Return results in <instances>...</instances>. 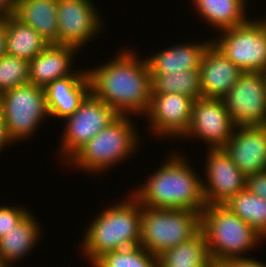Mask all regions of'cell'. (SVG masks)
<instances>
[{"label":"cell","mask_w":266,"mask_h":267,"mask_svg":"<svg viewBox=\"0 0 266 267\" xmlns=\"http://www.w3.org/2000/svg\"><path fill=\"white\" fill-rule=\"evenodd\" d=\"M127 197L102 209L85 227L80 249L91 265L104 253L139 245L142 205L131 193Z\"/></svg>","instance_id":"3"},{"label":"cell","mask_w":266,"mask_h":267,"mask_svg":"<svg viewBox=\"0 0 266 267\" xmlns=\"http://www.w3.org/2000/svg\"><path fill=\"white\" fill-rule=\"evenodd\" d=\"M213 267H222L221 265H214Z\"/></svg>","instance_id":"38"},{"label":"cell","mask_w":266,"mask_h":267,"mask_svg":"<svg viewBox=\"0 0 266 267\" xmlns=\"http://www.w3.org/2000/svg\"><path fill=\"white\" fill-rule=\"evenodd\" d=\"M6 54L32 61L49 44L31 26L18 20L14 15L6 17Z\"/></svg>","instance_id":"24"},{"label":"cell","mask_w":266,"mask_h":267,"mask_svg":"<svg viewBox=\"0 0 266 267\" xmlns=\"http://www.w3.org/2000/svg\"><path fill=\"white\" fill-rule=\"evenodd\" d=\"M0 115L13 144L29 139L50 118L44 88L28 83L2 93Z\"/></svg>","instance_id":"7"},{"label":"cell","mask_w":266,"mask_h":267,"mask_svg":"<svg viewBox=\"0 0 266 267\" xmlns=\"http://www.w3.org/2000/svg\"><path fill=\"white\" fill-rule=\"evenodd\" d=\"M206 237L200 229L193 237L158 256V267H213Z\"/></svg>","instance_id":"23"},{"label":"cell","mask_w":266,"mask_h":267,"mask_svg":"<svg viewBox=\"0 0 266 267\" xmlns=\"http://www.w3.org/2000/svg\"><path fill=\"white\" fill-rule=\"evenodd\" d=\"M93 2L58 0V42L55 45L71 46L79 50L97 38L96 35L104 27L105 17L101 18L102 15Z\"/></svg>","instance_id":"10"},{"label":"cell","mask_w":266,"mask_h":267,"mask_svg":"<svg viewBox=\"0 0 266 267\" xmlns=\"http://www.w3.org/2000/svg\"><path fill=\"white\" fill-rule=\"evenodd\" d=\"M138 55L122 48L111 60L86 69L90 93L120 115L143 117L151 103L150 70L146 59Z\"/></svg>","instance_id":"1"},{"label":"cell","mask_w":266,"mask_h":267,"mask_svg":"<svg viewBox=\"0 0 266 267\" xmlns=\"http://www.w3.org/2000/svg\"><path fill=\"white\" fill-rule=\"evenodd\" d=\"M29 83V61L5 54L0 58V95Z\"/></svg>","instance_id":"28"},{"label":"cell","mask_w":266,"mask_h":267,"mask_svg":"<svg viewBox=\"0 0 266 267\" xmlns=\"http://www.w3.org/2000/svg\"><path fill=\"white\" fill-rule=\"evenodd\" d=\"M222 101L235 127L266 125V91L262 72H243Z\"/></svg>","instance_id":"11"},{"label":"cell","mask_w":266,"mask_h":267,"mask_svg":"<svg viewBox=\"0 0 266 267\" xmlns=\"http://www.w3.org/2000/svg\"><path fill=\"white\" fill-rule=\"evenodd\" d=\"M199 73L202 98L222 99L243 71L211 42L203 53Z\"/></svg>","instance_id":"16"},{"label":"cell","mask_w":266,"mask_h":267,"mask_svg":"<svg viewBox=\"0 0 266 267\" xmlns=\"http://www.w3.org/2000/svg\"><path fill=\"white\" fill-rule=\"evenodd\" d=\"M201 228V214L187 209L142 206L139 245L155 256L193 237Z\"/></svg>","instance_id":"6"},{"label":"cell","mask_w":266,"mask_h":267,"mask_svg":"<svg viewBox=\"0 0 266 267\" xmlns=\"http://www.w3.org/2000/svg\"><path fill=\"white\" fill-rule=\"evenodd\" d=\"M234 128L222 99L199 98L194 100L190 126L182 138L197 137L208 149H219L227 145Z\"/></svg>","instance_id":"13"},{"label":"cell","mask_w":266,"mask_h":267,"mask_svg":"<svg viewBox=\"0 0 266 267\" xmlns=\"http://www.w3.org/2000/svg\"><path fill=\"white\" fill-rule=\"evenodd\" d=\"M57 9L58 0H18L14 16L50 45L58 42Z\"/></svg>","instance_id":"21"},{"label":"cell","mask_w":266,"mask_h":267,"mask_svg":"<svg viewBox=\"0 0 266 267\" xmlns=\"http://www.w3.org/2000/svg\"><path fill=\"white\" fill-rule=\"evenodd\" d=\"M212 39L193 43L180 42L146 58L151 75H169L181 70H199L203 53Z\"/></svg>","instance_id":"19"},{"label":"cell","mask_w":266,"mask_h":267,"mask_svg":"<svg viewBox=\"0 0 266 267\" xmlns=\"http://www.w3.org/2000/svg\"><path fill=\"white\" fill-rule=\"evenodd\" d=\"M222 267H266L265 262L250 257L233 258L221 264Z\"/></svg>","instance_id":"31"},{"label":"cell","mask_w":266,"mask_h":267,"mask_svg":"<svg viewBox=\"0 0 266 267\" xmlns=\"http://www.w3.org/2000/svg\"><path fill=\"white\" fill-rule=\"evenodd\" d=\"M93 267H158V257L137 245L104 253Z\"/></svg>","instance_id":"27"},{"label":"cell","mask_w":266,"mask_h":267,"mask_svg":"<svg viewBox=\"0 0 266 267\" xmlns=\"http://www.w3.org/2000/svg\"><path fill=\"white\" fill-rule=\"evenodd\" d=\"M7 28L6 18H0V49L6 54Z\"/></svg>","instance_id":"34"},{"label":"cell","mask_w":266,"mask_h":267,"mask_svg":"<svg viewBox=\"0 0 266 267\" xmlns=\"http://www.w3.org/2000/svg\"><path fill=\"white\" fill-rule=\"evenodd\" d=\"M132 119L131 116L120 115L82 146L66 165L69 163L70 167H75L79 172L83 170L100 175L119 163L121 165L133 154L135 156L139 150L137 148H140V137Z\"/></svg>","instance_id":"4"},{"label":"cell","mask_w":266,"mask_h":267,"mask_svg":"<svg viewBox=\"0 0 266 267\" xmlns=\"http://www.w3.org/2000/svg\"><path fill=\"white\" fill-rule=\"evenodd\" d=\"M223 205L266 239V200L245 188Z\"/></svg>","instance_id":"25"},{"label":"cell","mask_w":266,"mask_h":267,"mask_svg":"<svg viewBox=\"0 0 266 267\" xmlns=\"http://www.w3.org/2000/svg\"><path fill=\"white\" fill-rule=\"evenodd\" d=\"M151 103L145 117L150 133L163 139L181 138L188 131L194 99L178 93H151Z\"/></svg>","instance_id":"12"},{"label":"cell","mask_w":266,"mask_h":267,"mask_svg":"<svg viewBox=\"0 0 266 267\" xmlns=\"http://www.w3.org/2000/svg\"><path fill=\"white\" fill-rule=\"evenodd\" d=\"M151 93H178L194 100L202 98L199 70H181L169 75H151Z\"/></svg>","instance_id":"26"},{"label":"cell","mask_w":266,"mask_h":267,"mask_svg":"<svg viewBox=\"0 0 266 267\" xmlns=\"http://www.w3.org/2000/svg\"><path fill=\"white\" fill-rule=\"evenodd\" d=\"M176 153L168 155L169 158L131 195L145 207L187 209L201 214L207 205L202 178L189 164V159L184 158L185 154Z\"/></svg>","instance_id":"2"},{"label":"cell","mask_w":266,"mask_h":267,"mask_svg":"<svg viewBox=\"0 0 266 267\" xmlns=\"http://www.w3.org/2000/svg\"><path fill=\"white\" fill-rule=\"evenodd\" d=\"M49 117L64 120L72 115L90 94L87 70L56 79L44 88Z\"/></svg>","instance_id":"17"},{"label":"cell","mask_w":266,"mask_h":267,"mask_svg":"<svg viewBox=\"0 0 266 267\" xmlns=\"http://www.w3.org/2000/svg\"><path fill=\"white\" fill-rule=\"evenodd\" d=\"M246 188L259 198L266 200V171L246 176Z\"/></svg>","instance_id":"30"},{"label":"cell","mask_w":266,"mask_h":267,"mask_svg":"<svg viewBox=\"0 0 266 267\" xmlns=\"http://www.w3.org/2000/svg\"><path fill=\"white\" fill-rule=\"evenodd\" d=\"M30 212L22 205L20 207L0 205V238L19 224Z\"/></svg>","instance_id":"29"},{"label":"cell","mask_w":266,"mask_h":267,"mask_svg":"<svg viewBox=\"0 0 266 267\" xmlns=\"http://www.w3.org/2000/svg\"><path fill=\"white\" fill-rule=\"evenodd\" d=\"M206 152V179H202L204 200L207 205L224 204L246 188V175L223 148L208 149Z\"/></svg>","instance_id":"14"},{"label":"cell","mask_w":266,"mask_h":267,"mask_svg":"<svg viewBox=\"0 0 266 267\" xmlns=\"http://www.w3.org/2000/svg\"><path fill=\"white\" fill-rule=\"evenodd\" d=\"M12 143L13 142L7 133L6 124L0 115V153L4 148L9 147V145Z\"/></svg>","instance_id":"33"},{"label":"cell","mask_w":266,"mask_h":267,"mask_svg":"<svg viewBox=\"0 0 266 267\" xmlns=\"http://www.w3.org/2000/svg\"><path fill=\"white\" fill-rule=\"evenodd\" d=\"M262 76H263V80L265 83V91H266V69L264 71H262Z\"/></svg>","instance_id":"35"},{"label":"cell","mask_w":266,"mask_h":267,"mask_svg":"<svg viewBox=\"0 0 266 267\" xmlns=\"http://www.w3.org/2000/svg\"><path fill=\"white\" fill-rule=\"evenodd\" d=\"M217 37L212 43L243 72L266 69V16L222 30Z\"/></svg>","instance_id":"8"},{"label":"cell","mask_w":266,"mask_h":267,"mask_svg":"<svg viewBox=\"0 0 266 267\" xmlns=\"http://www.w3.org/2000/svg\"><path fill=\"white\" fill-rule=\"evenodd\" d=\"M198 15L216 32L240 26L249 20L245 14L248 0H192ZM218 28V29H217Z\"/></svg>","instance_id":"22"},{"label":"cell","mask_w":266,"mask_h":267,"mask_svg":"<svg viewBox=\"0 0 266 267\" xmlns=\"http://www.w3.org/2000/svg\"><path fill=\"white\" fill-rule=\"evenodd\" d=\"M223 149L246 176L266 171L265 125L235 127Z\"/></svg>","instance_id":"15"},{"label":"cell","mask_w":266,"mask_h":267,"mask_svg":"<svg viewBox=\"0 0 266 267\" xmlns=\"http://www.w3.org/2000/svg\"><path fill=\"white\" fill-rule=\"evenodd\" d=\"M119 116L115 109L90 93L79 108L63 120L65 128L57 150L63 163L66 164L82 146Z\"/></svg>","instance_id":"9"},{"label":"cell","mask_w":266,"mask_h":267,"mask_svg":"<svg viewBox=\"0 0 266 267\" xmlns=\"http://www.w3.org/2000/svg\"><path fill=\"white\" fill-rule=\"evenodd\" d=\"M78 52L71 46L48 45L29 62V83L45 88L56 79L72 75Z\"/></svg>","instance_id":"18"},{"label":"cell","mask_w":266,"mask_h":267,"mask_svg":"<svg viewBox=\"0 0 266 267\" xmlns=\"http://www.w3.org/2000/svg\"><path fill=\"white\" fill-rule=\"evenodd\" d=\"M200 229L206 237L214 265L233 258H246L248 251L258 248L259 243L265 240L223 204L206 205L201 212Z\"/></svg>","instance_id":"5"},{"label":"cell","mask_w":266,"mask_h":267,"mask_svg":"<svg viewBox=\"0 0 266 267\" xmlns=\"http://www.w3.org/2000/svg\"><path fill=\"white\" fill-rule=\"evenodd\" d=\"M5 53L0 49V58L3 57Z\"/></svg>","instance_id":"37"},{"label":"cell","mask_w":266,"mask_h":267,"mask_svg":"<svg viewBox=\"0 0 266 267\" xmlns=\"http://www.w3.org/2000/svg\"><path fill=\"white\" fill-rule=\"evenodd\" d=\"M18 0H0V18L14 15Z\"/></svg>","instance_id":"32"},{"label":"cell","mask_w":266,"mask_h":267,"mask_svg":"<svg viewBox=\"0 0 266 267\" xmlns=\"http://www.w3.org/2000/svg\"><path fill=\"white\" fill-rule=\"evenodd\" d=\"M40 233V223L32 212L5 233L0 238V256L5 266L12 267L33 252V248L40 242L38 240H41Z\"/></svg>","instance_id":"20"},{"label":"cell","mask_w":266,"mask_h":267,"mask_svg":"<svg viewBox=\"0 0 266 267\" xmlns=\"http://www.w3.org/2000/svg\"><path fill=\"white\" fill-rule=\"evenodd\" d=\"M0 267H6L5 264L3 263L1 256H0Z\"/></svg>","instance_id":"36"}]
</instances>
